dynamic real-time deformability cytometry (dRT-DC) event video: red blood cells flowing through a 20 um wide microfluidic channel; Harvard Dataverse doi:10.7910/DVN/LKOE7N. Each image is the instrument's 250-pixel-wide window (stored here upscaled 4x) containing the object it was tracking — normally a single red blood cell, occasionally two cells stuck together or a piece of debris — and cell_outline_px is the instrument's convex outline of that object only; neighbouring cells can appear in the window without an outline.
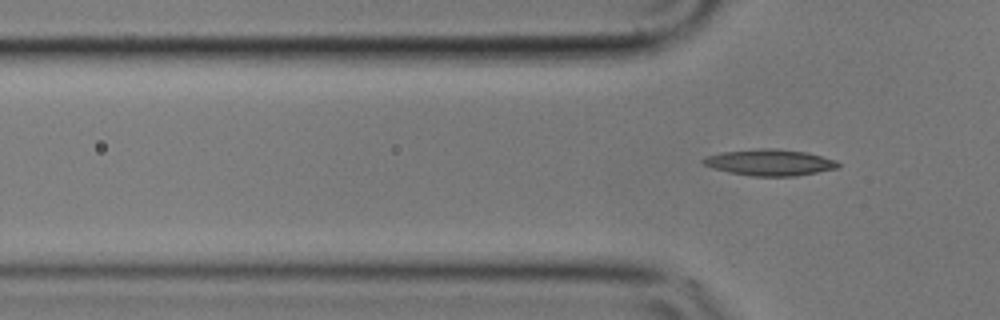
{"species": "common noctule bat (a hibernating species)", "species_latin": "Nyctalus noctula", "temperature_condition": "cold", "stored_images_in_passage": 7, "camera_frame_rate_fps": 3000, "um_per_image_px": 0.085, "animal": {"sex": "male", "body_mass_g": 17.9}, "frame": {"image": 1, "passage_image": 7, "time_ms": 2.0, "image_size_px": [1000, 320], "cell_outline_px": [[840, 168], [796, 176], [752, 176], [728, 172], [712, 168], [704, 164], [700, 160], [704, 156], [720, 152], [760, 148], [776, 148], [804, 152], [836, 160], [840, 164]], "centroid_in_image_um": [65.4, 13.81], "position_along_channel_um": 60.4, "area_um2": 20.81}}